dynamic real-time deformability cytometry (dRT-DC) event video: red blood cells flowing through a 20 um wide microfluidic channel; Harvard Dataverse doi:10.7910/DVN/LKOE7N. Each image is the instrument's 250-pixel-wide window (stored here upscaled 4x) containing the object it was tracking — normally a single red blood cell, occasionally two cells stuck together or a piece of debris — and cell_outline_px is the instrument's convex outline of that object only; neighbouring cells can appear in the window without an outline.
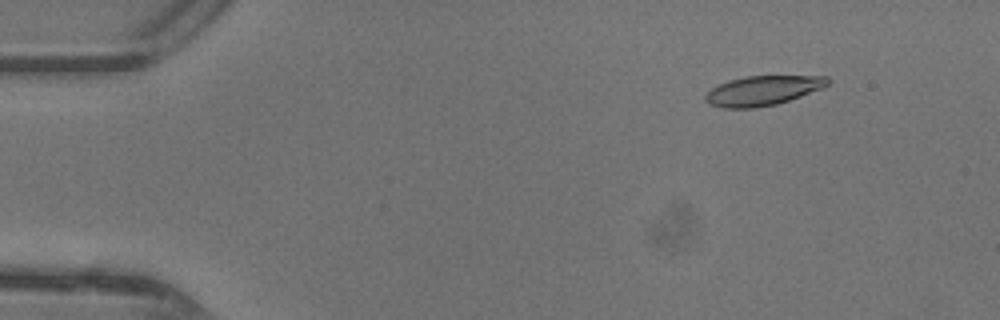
{"species": "common noctule bat (a hibernating species)", "species_latin": "Nyctalus noctula", "temperature_condition": "warm", "stored_images_in_passage": 7, "camera_frame_rate_fps": 3000, "um_per_image_px": 0.085, "animal": {"sex": "female"}, "frame": {"image": 1, "passage_image": 6, "time_ms": 1.667, "image_size_px": [1000, 320], "cell_outline_px": [[832, 80], [824, 88], [776, 104], [752, 108], [724, 108], [708, 104], [704, 100], [704, 96], [712, 88], [728, 80], [748, 76], [828, 76]], "centroid_in_image_um": [64.84, 7.7], "position_along_channel_um": 20.2, "area_um2": 21.1}}